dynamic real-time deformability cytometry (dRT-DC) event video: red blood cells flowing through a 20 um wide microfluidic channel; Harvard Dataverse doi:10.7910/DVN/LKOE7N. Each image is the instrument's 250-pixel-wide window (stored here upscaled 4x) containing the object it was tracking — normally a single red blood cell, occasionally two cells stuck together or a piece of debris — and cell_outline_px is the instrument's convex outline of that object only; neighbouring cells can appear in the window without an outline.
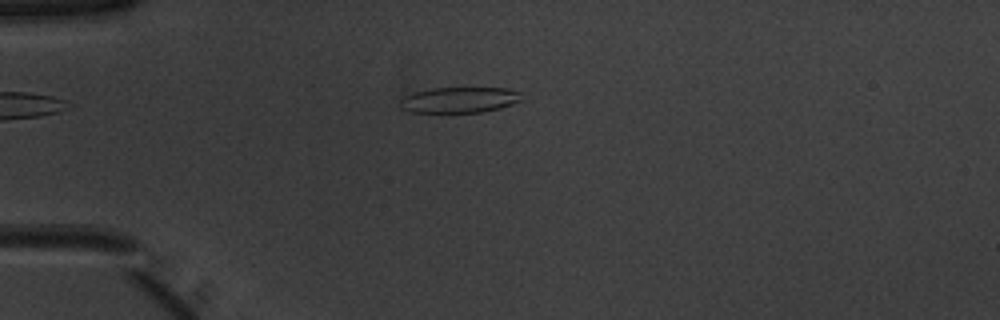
{"species": "common noctule bat (a hibernating species)", "species_latin": "Nyctalus noctula", "temperature_condition": "warm", "stored_images_in_passage": 52, "camera_frame_rate_fps": 3000, "um_per_image_px": 0.085, "animal": {"sex": "male", "body_mass_g": 20.1, "forearm_length_mm": 53.5}, "frame": {"image": 1, "passage_image": 14, "time_ms": 4.333, "image_size_px": [1000, 320], "cell_outline_px": [[524, 100], [500, 108], [480, 112], [408, 112], [400, 108], [400, 96], [412, 92], [432, 88], [508, 88], [520, 92]], "centroid_in_image_um": [39.01, 8.48], "position_along_channel_um": 46.0, "area_um2": 18.5}}
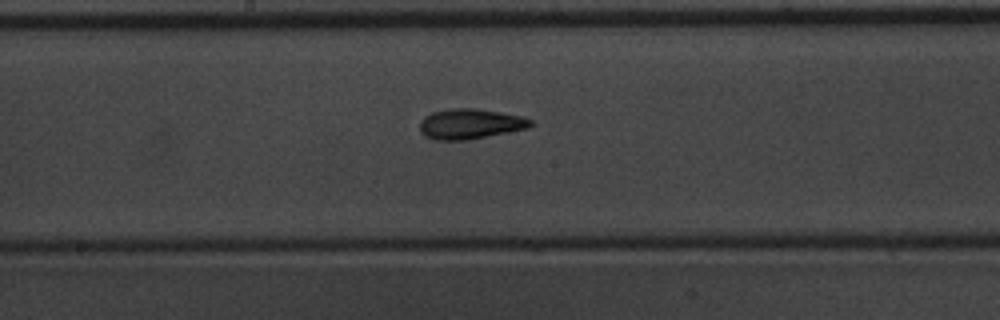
{"frame": {"image": 2, "passage_image": 28, "time_ms": 9.0, "image_size_px": [1000, 320], "cell_outline_px": [[536, 124], [528, 128], [468, 140], [436, 140], [424, 136], [420, 132], [420, 120], [424, 116], [432, 112], [448, 108], [476, 108], [500, 112], [520, 116], [532, 120]], "centroid_in_image_um": [39.95, 10.53], "position_along_channel_um": 208.3, "area_um2": 19.71}}
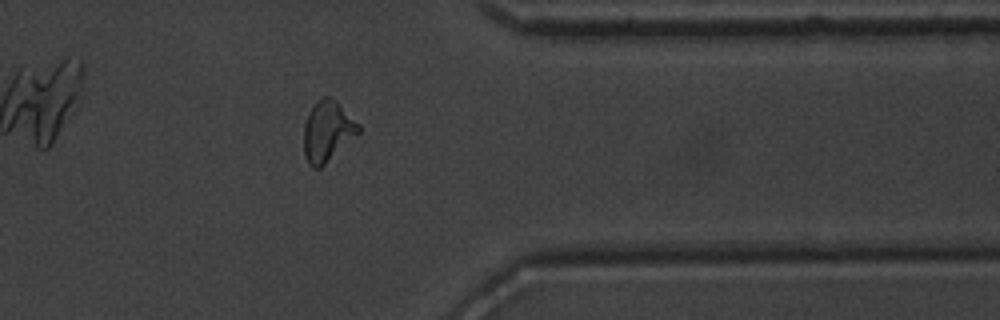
{"frame": {"image": 3, "passage_image": 42, "time_ms": 13.667, "image_size_px": [1000, 320], "cell_outline_px": [[360, 132], [320, 168], [312, 168], [308, 164], [304, 156], [304, 124], [308, 112], [316, 100], [320, 96], [328, 96], [336, 100], [360, 124]], "centroid_in_image_um": [27.82, 11.13], "position_along_channel_um": 383.6, "area_um2": 19.48}, "authors_computed_cell_mechanics": {"area_um2": 19.1318, "velocity_mm_per_s": 3.9488, "shape_relaxation_time_tau1_ms": 6.3974, "shape_relaxation_time_tau2_ms": 3.222, "deformation_change_tau1": 0.2024, "deformation_change_tau2": 0.0894}}